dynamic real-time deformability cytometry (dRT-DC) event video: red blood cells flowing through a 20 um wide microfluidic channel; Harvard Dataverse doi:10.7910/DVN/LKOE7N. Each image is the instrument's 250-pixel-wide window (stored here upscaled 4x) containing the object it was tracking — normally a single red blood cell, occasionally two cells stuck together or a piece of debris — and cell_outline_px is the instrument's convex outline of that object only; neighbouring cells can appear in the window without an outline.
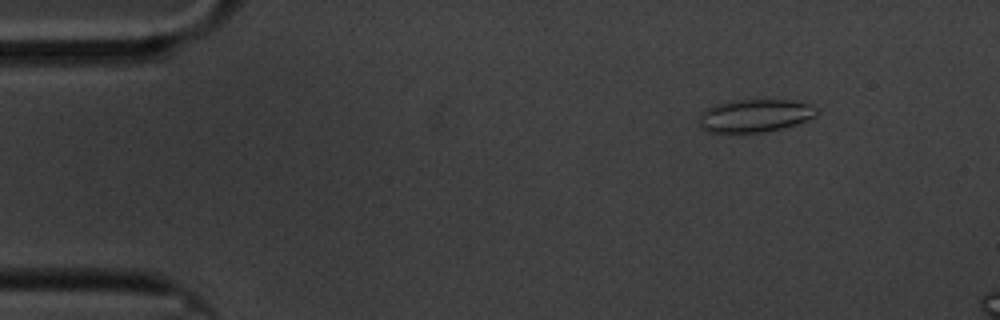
{"species": "common noctule bat (a hibernating species)", "species_latin": "Nyctalus noctula", "temperature_condition": "cold", "stored_images_in_passage": 14, "segment_of_instrument_passage": [1, 2], "camera_frame_rate_fps": 3000, "um_per_image_px": 0.085, "animal": {"sex": "male", "body_mass_g": 20.1, "forearm_length_mm": 53.5}, "frame": {"image": 1, "passage_image": 7, "time_ms": 2.0, "image_size_px": [1000, 320], "cell_outline_px": [[820, 112], [816, 116], [808, 120], [784, 128], [764, 132], [732, 136], [708, 132], [700, 128], [700, 112], [704, 108], [712, 104], [728, 100], [764, 96], [792, 100], [808, 104], [820, 108]], "centroid_in_image_um": [64.13, 9.81], "position_along_channel_um": 20.9, "area_um2": 24.74}}